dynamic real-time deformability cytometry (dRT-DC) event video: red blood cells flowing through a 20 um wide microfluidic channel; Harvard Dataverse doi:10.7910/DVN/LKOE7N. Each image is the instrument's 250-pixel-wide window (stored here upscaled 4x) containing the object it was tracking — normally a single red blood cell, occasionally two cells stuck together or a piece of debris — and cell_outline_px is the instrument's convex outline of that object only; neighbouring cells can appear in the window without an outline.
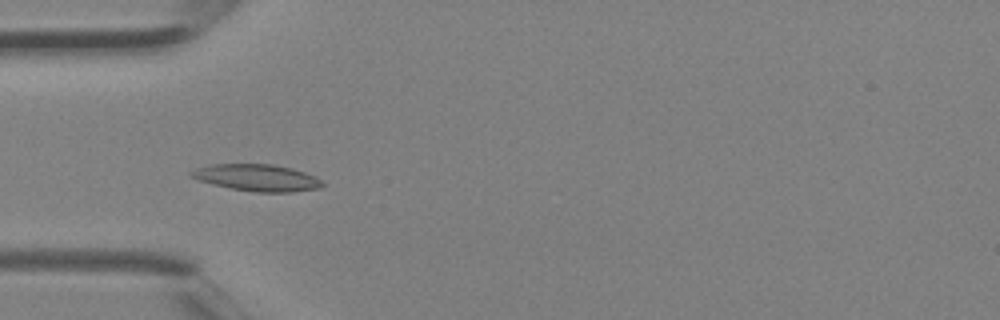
{"species": "Egyptian fruit bat (a non-hibernating species)", "species_latin": "Rousettus aegyptiacus", "temperature_condition": "room temperature", "stored_images_in_passage": 5, "camera_frame_rate_fps": 3000, "um_per_image_px": 0.085, "animal": {"sex": "female"}, "frame": {"image": 1, "passage_image": 4, "time_ms": 1.0, "image_size_px": [1000, 320], "cell_outline_px": [[324, 184], [320, 188], [292, 192], [256, 192], [232, 188], [200, 180], [188, 176], [188, 172], [196, 168], [212, 164], [272, 164], [292, 168], [304, 172], [320, 180]], "centroid_in_image_um": [21.83, 15.1], "position_along_channel_um": 63.2, "area_um2": 20.23}}
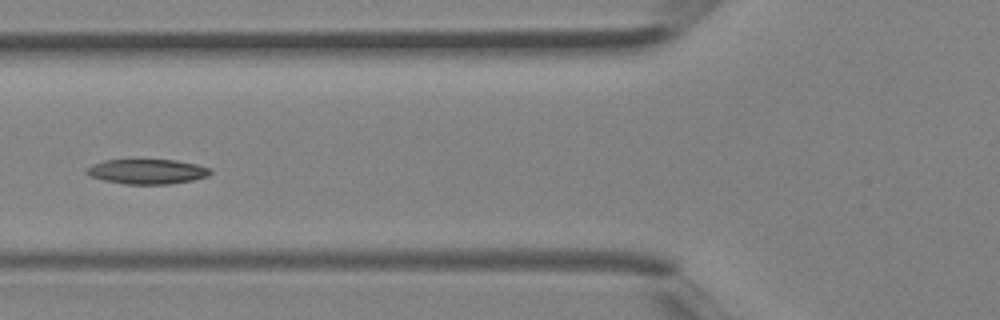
{"frame": {"image": 2, "passage_image": 5, "time_ms": 1.333, "image_size_px": [1000, 320], "cell_outline_px": [[212, 172], [208, 176], [192, 180], [172, 184], [124, 184], [104, 180], [88, 176], [84, 172], [92, 164], [104, 160], [176, 160], [196, 164], [212, 168]], "centroid_in_image_um": [12.51, 14.58], "position_along_channel_um": 113.3, "area_um2": 18.03}}